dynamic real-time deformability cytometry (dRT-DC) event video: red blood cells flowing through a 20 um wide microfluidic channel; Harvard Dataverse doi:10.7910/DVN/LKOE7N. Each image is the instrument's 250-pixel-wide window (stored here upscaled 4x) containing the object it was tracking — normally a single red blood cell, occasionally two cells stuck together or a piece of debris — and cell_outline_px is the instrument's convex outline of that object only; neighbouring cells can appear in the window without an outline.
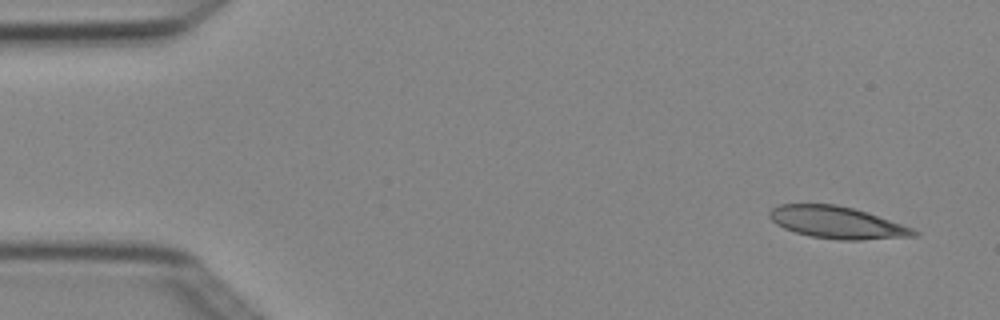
{"species": "Egyptian fruit bat (a non-hibernating species)", "species_latin": "Rousettus aegyptiacus", "temperature_condition": "cold", "stored_images_in_passage": 4, "camera_frame_rate_fps": 3000, "um_per_image_px": 0.085, "animal": {"sex": "female"}, "frame": {"image": 1, "passage_image": 1, "time_ms": 0.0, "image_size_px": [1000, 320], "cell_outline_px": [[920, 232], [916, 236], [860, 240], [840, 240], [812, 236], [796, 232], [784, 228], [776, 224], [768, 216], [768, 212], [772, 208], [780, 204], [836, 204], [852, 208], [912, 228]], "centroid_in_image_um": [71.11, 18.91], "position_along_channel_um": 13.9, "area_um2": 26.53}}
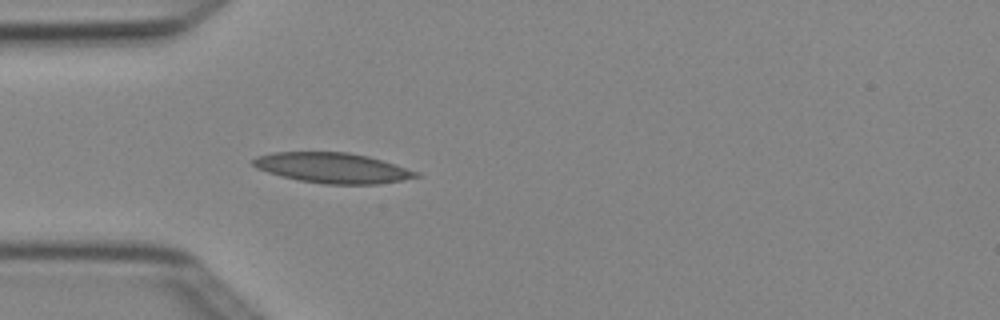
{"frame": {"image": 2, "passage_image": 4, "time_ms": 1.0, "image_size_px": [1000, 320], "cell_outline_px": [[420, 176], [400, 180], [376, 184], [324, 184], [300, 180], [268, 172], [256, 168], [252, 164], [252, 160], [256, 156], [272, 152], [348, 152], [368, 156], [396, 164], [420, 172]], "centroid_in_image_um": [28.27, 14.26], "position_along_channel_um": 56.7, "area_um2": 28.61}}